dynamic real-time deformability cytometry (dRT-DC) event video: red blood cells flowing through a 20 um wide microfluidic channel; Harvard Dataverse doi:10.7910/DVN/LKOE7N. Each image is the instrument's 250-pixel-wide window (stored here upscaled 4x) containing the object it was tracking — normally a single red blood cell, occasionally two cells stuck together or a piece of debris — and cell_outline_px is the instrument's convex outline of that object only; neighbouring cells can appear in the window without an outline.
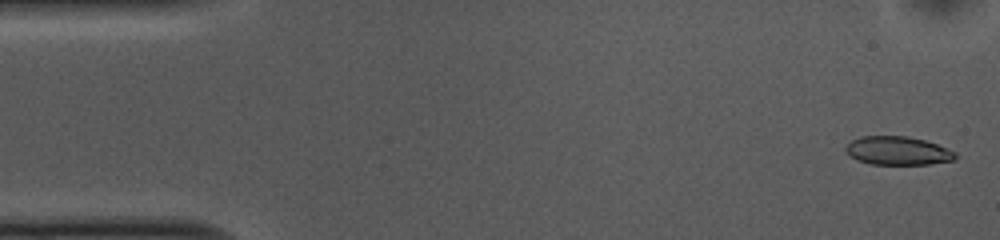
{"species": "common noctule bat (a hibernating species)", "species_latin": "Nyctalus noctula", "temperature_condition": "cold", "stored_images_in_passage": 10, "camera_frame_rate_fps": 3000, "um_per_image_px": 0.085, "animal": {"sex": "female", "body_mass_g": 10.0, "forearm_length_mm": 53.1}, "frame": {"image": 1, "passage_image": 1, "time_ms": 0.0, "image_size_px": [1000, 240], "cell_outline_px": [[956, 156], [952, 160], [928, 164], [872, 164], [856, 160], [844, 148], [852, 140], [860, 136], [908, 136], [924, 140], [936, 144], [956, 152]], "centroid_in_image_um": [76.29, 12.8], "position_along_channel_um": 8.7, "area_um2": 17.98}}